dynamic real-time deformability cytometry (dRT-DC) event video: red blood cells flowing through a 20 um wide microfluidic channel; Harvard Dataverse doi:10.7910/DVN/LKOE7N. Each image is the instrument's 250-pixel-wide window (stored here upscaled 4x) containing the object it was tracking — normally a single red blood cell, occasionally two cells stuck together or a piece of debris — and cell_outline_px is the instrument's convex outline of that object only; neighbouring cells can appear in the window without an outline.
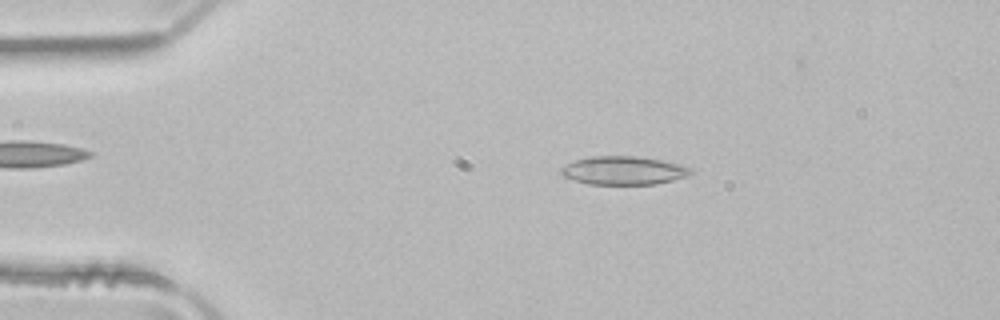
{"species": "common noctule bat (a hibernating species)", "species_latin": "Nyctalus noctula", "temperature_condition": "room temperature", "stored_images_in_passage": 50, "camera_frame_rate_fps": 3000, "um_per_image_px": 0.085, "animal": {"sex": "male", "body_mass_g": 21.5, "forearm_length_mm": 52.0}, "frame": {"image": 1, "passage_image": 9, "time_ms": 2.667, "image_size_px": [1000, 320], "cell_outline_px": [[696, 172], [688, 176], [656, 184], [588, 184], [564, 176], [560, 172], [560, 168], [576, 160], [592, 156], [636, 156], [660, 160], [680, 164], [692, 168]], "centroid_in_image_um": [53.06, 14.49], "position_along_channel_um": 31.9, "area_um2": 21.39}}
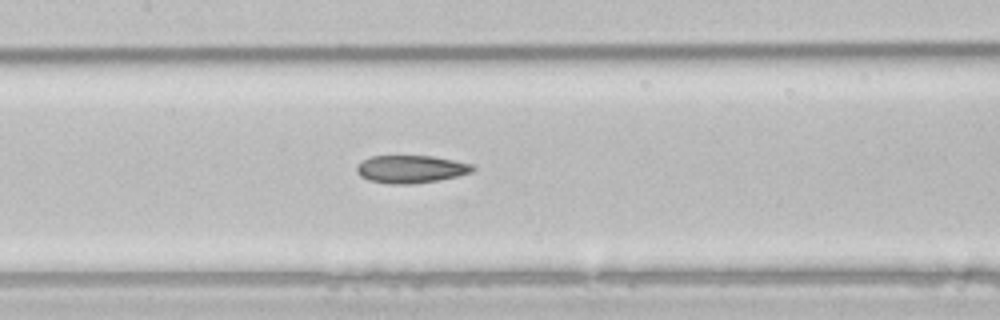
{"frame": {"image": 2, "passage_image": 23, "time_ms": 7.333, "image_size_px": [1000, 320], "cell_outline_px": [[476, 168], [472, 172], [456, 176], [416, 184], [388, 184], [368, 180], [360, 176], [356, 172], [356, 168], [364, 160], [372, 156], [432, 156], [472, 164]], "centroid_in_image_um": [34.91, 14.38], "position_along_channel_um": 172.5, "area_um2": 18.61}}
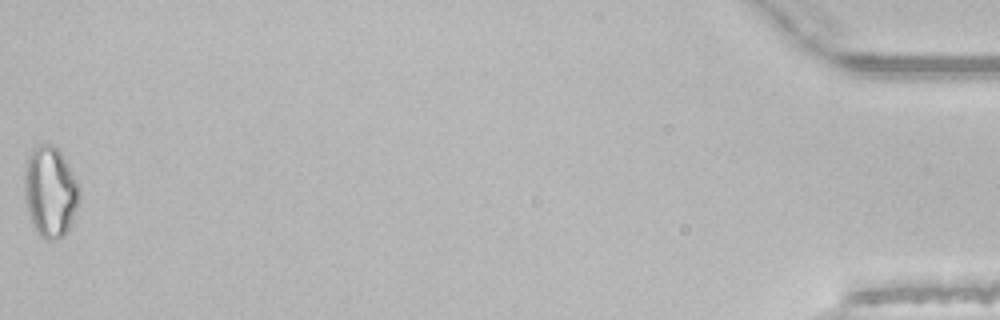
{"frame": {"image": 3, "passage_image": 50, "time_ms": 16.333, "image_size_px": [1000, 320], "cell_outline_px": [[80, 196], [68, 232], [64, 236], [56, 240], [44, 240], [40, 236], [32, 224], [28, 212], [24, 184], [24, 168], [28, 156], [32, 148], [36, 144], [52, 144], [60, 152], [76, 180], [80, 192]], "centroid_in_image_um": [4.25, 16.31], "position_along_channel_um": 431.0, "area_um2": 29.02}, "authors_computed_cell_mechanics": {"area_um2": 20.6924, "velocity_mm_per_s": 3.9993, "shape_relaxation_time_tau1_ms": null, "shape_relaxation_time_tau2_ms": 4.4282, "deformation_change_tau1": null, "deformation_change_tau2": 0.1295}}